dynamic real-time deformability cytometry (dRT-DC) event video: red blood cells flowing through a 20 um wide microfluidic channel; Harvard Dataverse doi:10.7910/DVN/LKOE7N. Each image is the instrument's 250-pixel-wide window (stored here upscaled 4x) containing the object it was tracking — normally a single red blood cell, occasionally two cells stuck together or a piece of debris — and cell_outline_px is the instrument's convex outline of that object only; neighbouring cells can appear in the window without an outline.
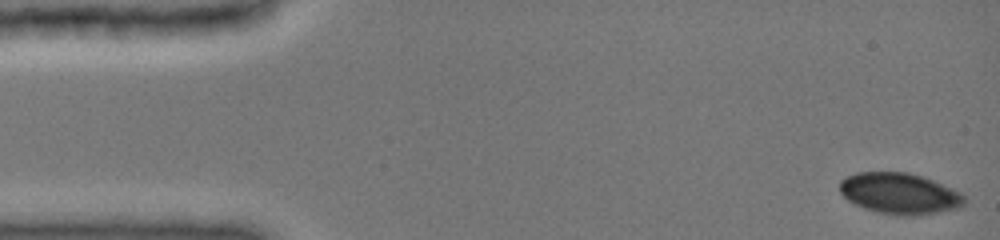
{"species": "common noctule bat (a hibernating species)", "species_latin": "Nyctalus noctula", "temperature_condition": "cold", "stored_images_in_passage": 25, "camera_frame_rate_fps": 3000, "um_per_image_px": 0.085, "animal": {"sex": "female", "body_mass_g": 19.0, "forearm_length_mm": 51.5}, "frame": {"image": 1, "passage_image": 1, "time_ms": 0.0, "image_size_px": [1000, 240], "cell_outline_px": [[968, 200], [960, 208], [916, 216], [896, 216], [864, 208], [848, 200], [840, 192], [840, 180], [856, 172], [908, 172], [932, 180], [952, 188], [960, 192]], "centroid_in_image_um": [76.49, 16.46], "position_along_channel_um": 8.5, "area_um2": 29.94}}
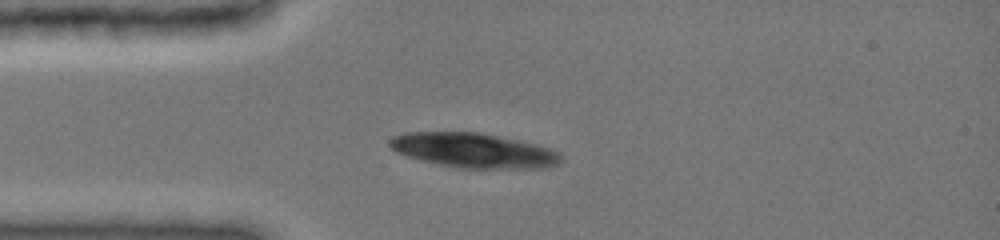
{"frame": {"image": 2, "passage_image": 20, "time_ms": 3.667, "image_size_px": [1000, 240], "cell_outline_px": [[564, 160], [560, 164], [544, 168], [460, 168], [420, 160], [396, 152], [388, 144], [388, 140], [392, 136], [404, 132], [480, 132], [520, 140], [536, 144], [560, 152], [564, 156]], "centroid_in_image_um": [40.3, 12.78], "position_along_channel_um": 44.7, "area_um2": 34.91}}